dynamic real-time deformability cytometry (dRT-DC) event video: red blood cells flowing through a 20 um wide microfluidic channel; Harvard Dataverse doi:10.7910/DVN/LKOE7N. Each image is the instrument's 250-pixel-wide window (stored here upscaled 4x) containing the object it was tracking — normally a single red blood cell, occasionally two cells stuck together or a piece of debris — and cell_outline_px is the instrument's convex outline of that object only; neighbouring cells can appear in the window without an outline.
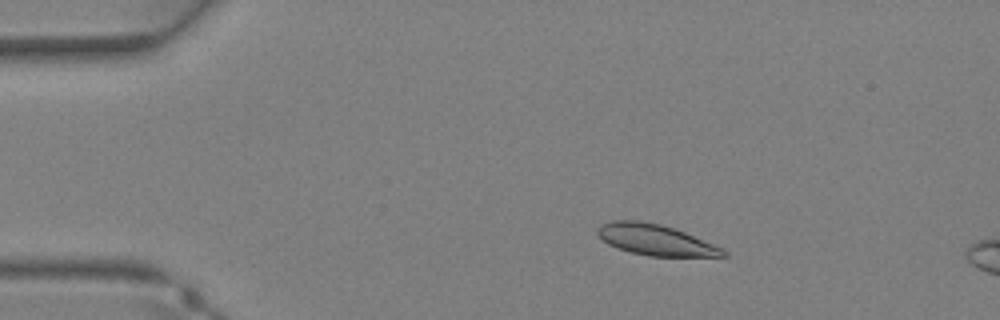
{"species": "Egyptian fruit bat (a non-hibernating species)", "species_latin": "Rousettus aegyptiacus", "temperature_condition": "warm", "stored_images_in_passage": 36, "camera_frame_rate_fps": 3000, "um_per_image_px": 0.085, "animal": {"sex": "female"}, "frame": {"image": 1, "passage_image": 6, "time_ms": 1.667, "image_size_px": [1000, 320], "cell_outline_px": [[728, 256], [648, 256], [616, 248], [608, 244], [596, 232], [596, 228], [600, 224], [612, 220], [640, 220], [660, 224], [684, 232], [724, 248], [728, 252]], "centroid_in_image_um": [55.7, 20.38], "position_along_channel_um": 29.3, "area_um2": 22.6}}
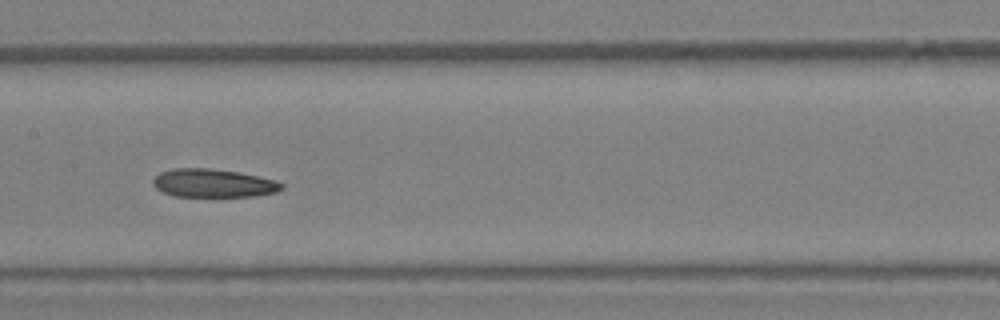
{"frame": {"image": 2, "passage_image": 18, "time_ms": 5.667, "image_size_px": [1000, 320], "cell_outline_px": [[284, 188], [276, 192], [256, 196], [176, 196], [164, 192], [156, 188], [152, 184], [152, 180], [160, 172], [172, 168], [208, 168], [236, 172], [276, 180], [284, 184]], "centroid_in_image_um": [18.13, 15.57], "position_along_channel_um": 189.3, "area_um2": 21.1}}
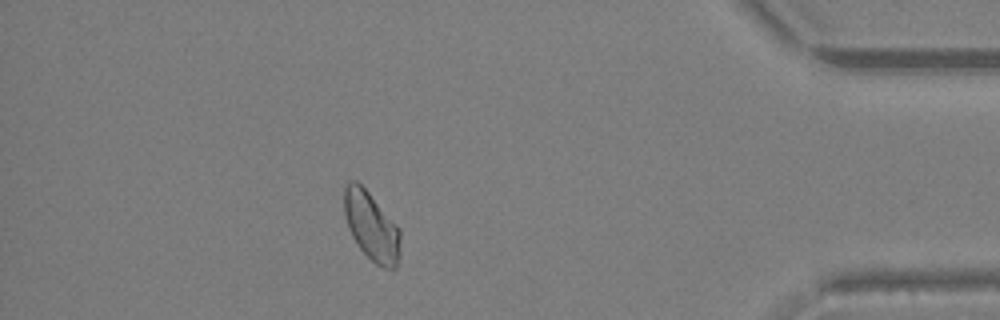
{"frame": {"image": 3, "passage_image": 32, "time_ms": 10.333, "image_size_px": [1000, 320], "cell_outline_px": [[400, 252], [396, 268], [384, 268], [376, 264], [356, 244], [348, 228], [344, 212], [344, 188], [348, 180], [356, 180], [368, 192], [400, 228]], "centroid_in_image_um": [31.57, 19.23], "position_along_channel_um": 403.6, "area_um2": 22.43}}